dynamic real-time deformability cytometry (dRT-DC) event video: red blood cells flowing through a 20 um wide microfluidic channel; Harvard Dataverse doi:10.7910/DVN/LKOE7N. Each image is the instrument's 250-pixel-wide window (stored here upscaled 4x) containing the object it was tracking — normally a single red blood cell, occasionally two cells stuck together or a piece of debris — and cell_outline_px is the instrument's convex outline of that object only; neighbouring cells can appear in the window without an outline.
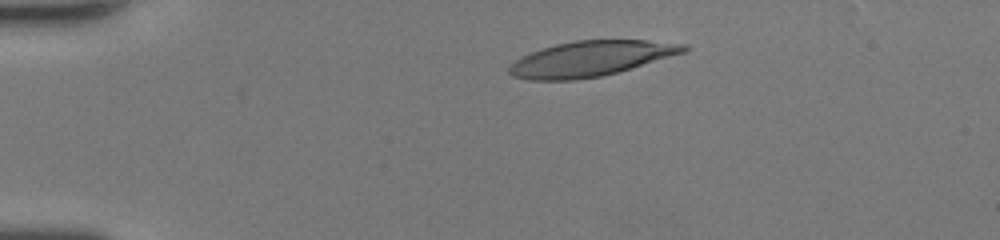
{"species": "human", "species_latin": "Homo sapiens", "temperature_condition": "room temperature", "stored_images_in_passage": 34, "camera_frame_rate_fps": 3000, "um_per_image_px": 0.085, "donor": {"sex": "female"}, "frame": {"image": 1, "passage_image": 1, "time_ms": 0.0, "image_size_px": [1000, 240], "cell_outline_px": [[688, 52], [616, 72], [600, 76], [576, 80], [528, 80], [512, 76], [508, 72], [508, 68], [516, 60], [532, 52], [556, 44], [576, 40], [644, 40], [688, 44]], "centroid_in_image_um": [50.25, 4.99], "position_along_channel_um": 34.7, "area_um2": 35.66}}
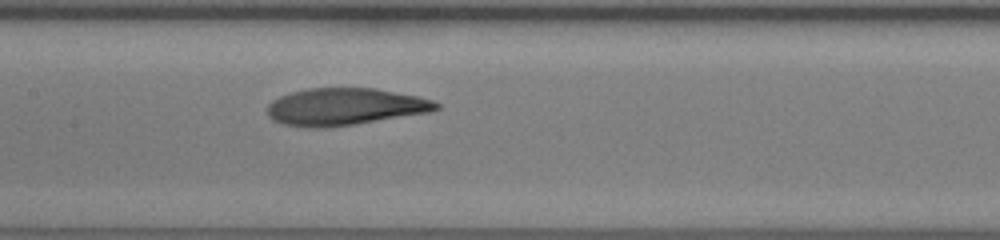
{"frame": {"image": 2, "passage_image": 15, "time_ms": 4.667, "image_size_px": [1000, 240], "cell_outline_px": [[440, 108], [428, 112], [352, 124], [324, 128], [308, 128], [284, 124], [272, 120], [268, 116], [268, 104], [272, 100], [280, 96], [292, 92], [308, 88], [376, 88], [416, 96], [432, 100], [440, 104]], "centroid_in_image_um": [29.27, 9.07], "position_along_channel_um": 178.1, "area_um2": 36.24}}
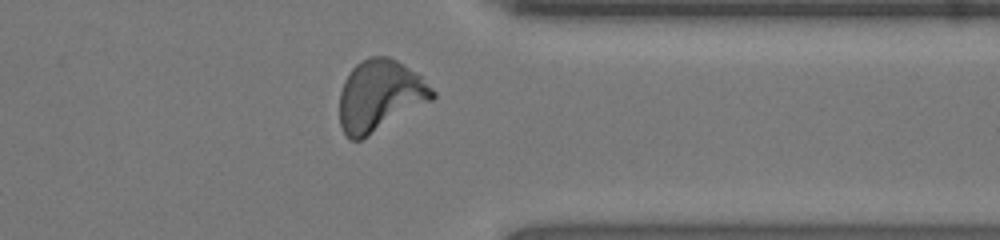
{"frame": {"image": 3, "passage_image": 29, "time_ms": 9.333, "image_size_px": [1000, 240], "cell_outline_px": [[436, 96], [432, 100], [368, 136], [360, 140], [352, 140], [344, 132], [340, 124], [340, 92], [344, 80], [352, 68], [356, 64], [372, 56], [388, 56], [404, 64], [416, 72], [436, 92]], "centroid_in_image_um": [32.29, 8.12], "position_along_channel_um": 379.1, "area_um2": 38.26}, "authors_computed_cell_mechanics": {"area_um2": 36.414, "velocity_mm_per_s": 4.375, "shape_relaxation_time_tau1_ms": 4.8888, "shape_relaxation_time_tau2_ms": 1.5634, "deformation_change_tau1": 0.2311, "deformation_change_tau2": 0.0886}}